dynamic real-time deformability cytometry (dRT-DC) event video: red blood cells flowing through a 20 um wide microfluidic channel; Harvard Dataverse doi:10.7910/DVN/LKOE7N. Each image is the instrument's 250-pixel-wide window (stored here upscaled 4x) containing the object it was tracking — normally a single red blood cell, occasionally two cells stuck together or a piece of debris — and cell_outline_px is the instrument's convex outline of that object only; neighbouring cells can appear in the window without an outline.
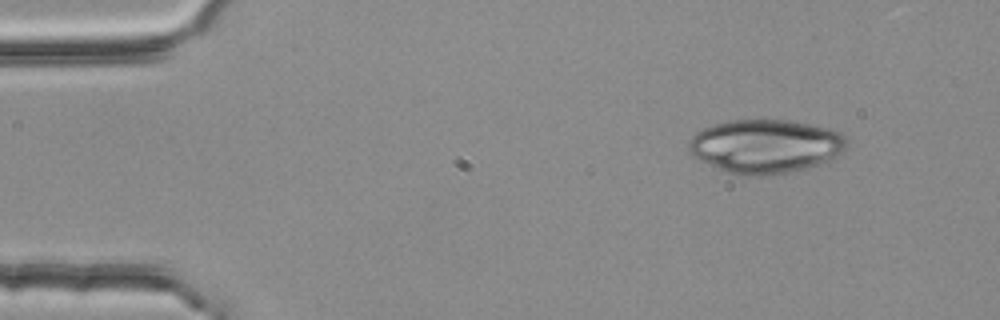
{"species": "common noctule bat (a hibernating species)", "species_latin": "Nyctalus noctula", "temperature_condition": "room temperature", "stored_images_in_passage": 49, "camera_frame_rate_fps": 3000, "um_per_image_px": 0.085, "animal": {"sex": "female", "body_mass_g": 25.1}, "frame": {"image": 1, "passage_image": 1, "time_ms": 0.0, "image_size_px": [1000, 320], "cell_outline_px": [[848, 148], [828, 160], [804, 168], [788, 172], [748, 176], [728, 172], [708, 164], [692, 156], [688, 152], [688, 140], [696, 132], [704, 128], [728, 120], [788, 120], [828, 128], [840, 132], [848, 140]], "centroid_in_image_um": [65.04, 12.41], "position_along_channel_um": 20.0, "area_um2": 49.13}}
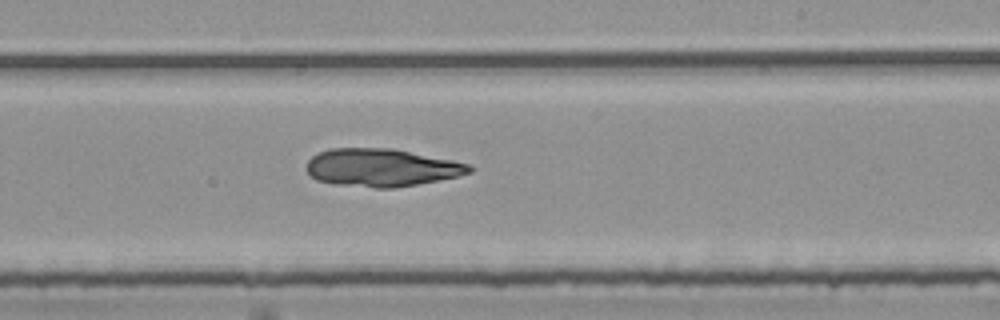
{"frame": {"image": 2, "passage_image": 27, "time_ms": 8.667, "image_size_px": [1000, 320], "cell_outline_px": [[472, 172], [460, 176], [416, 184], [392, 188], [376, 188], [332, 184], [316, 180], [308, 172], [308, 160], [312, 156], [320, 152], [332, 148], [392, 148], [452, 160], [468, 164], [472, 168]], "centroid_in_image_um": [32.42, 14.25], "position_along_channel_um": 256.6, "area_um2": 35.72}}
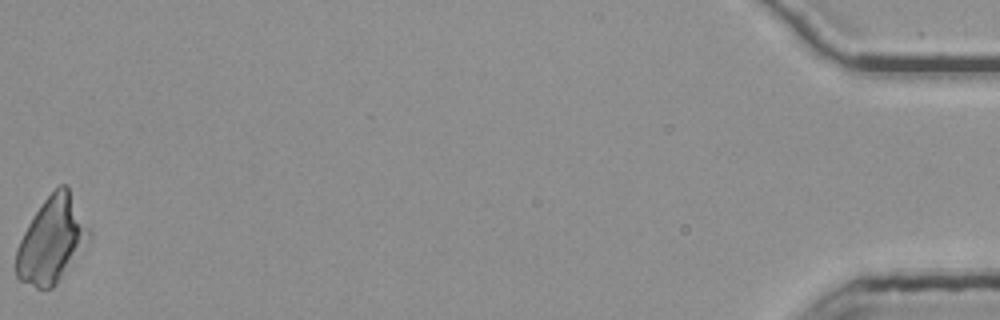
{"frame": {"image": 3, "passage_image": 49, "time_ms": 16.0, "image_size_px": [1000, 320], "cell_outline_px": [[92, 240], [56, 284], [52, 288], [36, 288], [20, 280], [16, 276], [16, 248], [28, 224], [44, 200], [60, 184], [68, 184], [92, 232]], "centroid_in_image_um": [4.46, 20.4], "position_along_channel_um": 430.7, "area_um2": 36.7}}